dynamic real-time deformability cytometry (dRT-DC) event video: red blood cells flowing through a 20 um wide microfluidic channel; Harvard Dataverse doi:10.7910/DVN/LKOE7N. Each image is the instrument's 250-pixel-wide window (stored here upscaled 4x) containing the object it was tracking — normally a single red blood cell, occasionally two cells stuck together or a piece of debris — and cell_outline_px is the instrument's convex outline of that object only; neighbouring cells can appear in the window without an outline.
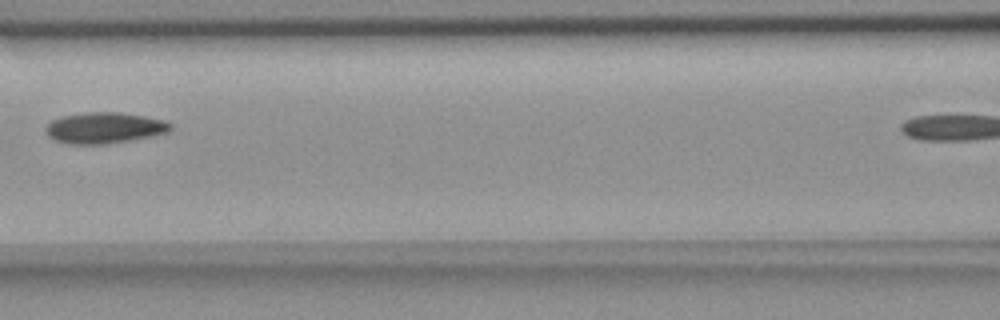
{"species": "common noctule bat (a hibernating species)", "species_latin": "Nyctalus noctula", "temperature_condition": "room temperature", "stored_images_in_passage": 6, "segment_of_instrument_passage": [1, 2], "camera_frame_rate_fps": 3000, "um_per_image_px": 0.085, "animal": {"sex": "female", "body_mass_g": 18.4}, "frame": {"image": 1, "passage_image": 5, "time_ms": 1.333, "image_size_px": [1000, 320], "cell_outline_px": [[172, 128], [168, 132], [152, 136], [108, 144], [68, 144], [56, 140], [48, 136], [44, 132], [44, 128], [52, 120], [60, 116], [84, 112], [120, 112], [144, 116], [164, 120], [172, 124]], "centroid_in_image_um": [8.85, 10.86], "position_along_channel_um": 157.8, "area_um2": 22.77}}